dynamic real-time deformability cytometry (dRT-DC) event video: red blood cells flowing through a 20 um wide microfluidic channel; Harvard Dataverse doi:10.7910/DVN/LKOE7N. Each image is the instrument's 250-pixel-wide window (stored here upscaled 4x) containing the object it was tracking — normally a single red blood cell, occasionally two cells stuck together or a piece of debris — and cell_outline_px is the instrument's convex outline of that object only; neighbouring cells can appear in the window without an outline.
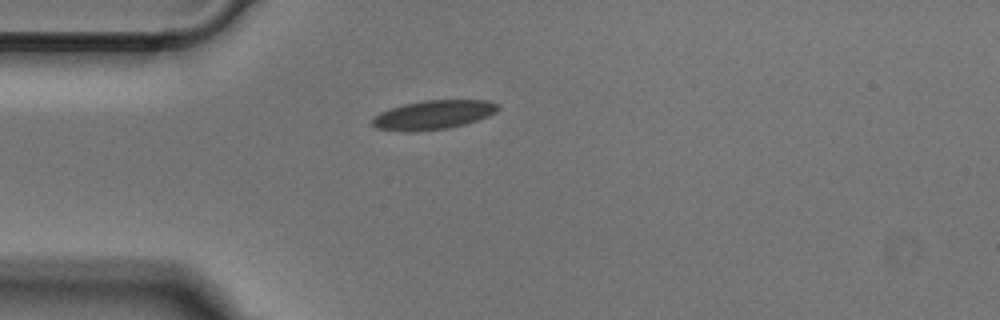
{"species": "Egyptian fruit bat (a non-hibernating species)", "species_latin": "Rousettus aegyptiacus", "temperature_condition": "cold", "stored_images_in_passage": 39, "camera_frame_rate_fps": 3000, "um_per_image_px": 0.085, "animal": {"sex": "male"}, "frame": {"image": 1, "passage_image": 1, "time_ms": 0.0, "image_size_px": [1000, 320], "cell_outline_px": [[500, 108], [496, 112], [488, 116], [464, 124], [448, 128], [416, 132], [404, 132], [376, 128], [372, 124], [372, 120], [380, 112], [404, 104], [424, 100], [488, 100], [500, 104]], "centroid_in_image_um": [36.86, 9.76], "position_along_channel_um": 48.1, "area_um2": 21.33}}
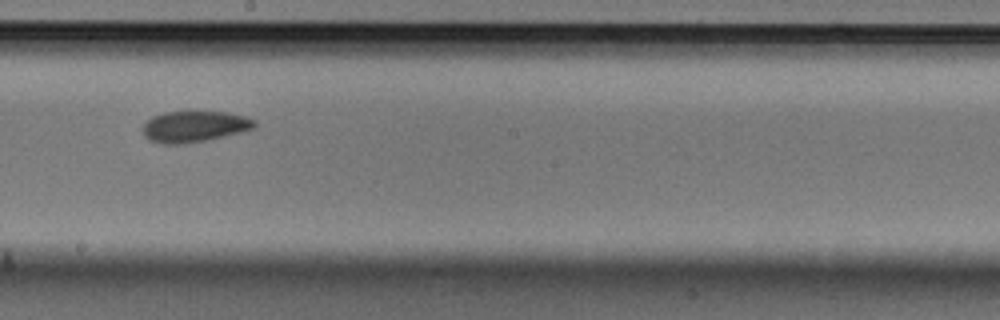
{"frame": {"image": 2, "passage_image": 16, "time_ms": 5.0, "image_size_px": [1000, 320], "cell_outline_px": [[256, 128], [208, 140], [180, 144], [164, 144], [148, 140], [144, 136], [140, 128], [152, 116], [164, 112], [188, 108], [228, 112], [248, 116], [256, 120]], "centroid_in_image_um": [16.52, 10.69], "position_along_channel_um": 231.7, "area_um2": 21.44}}
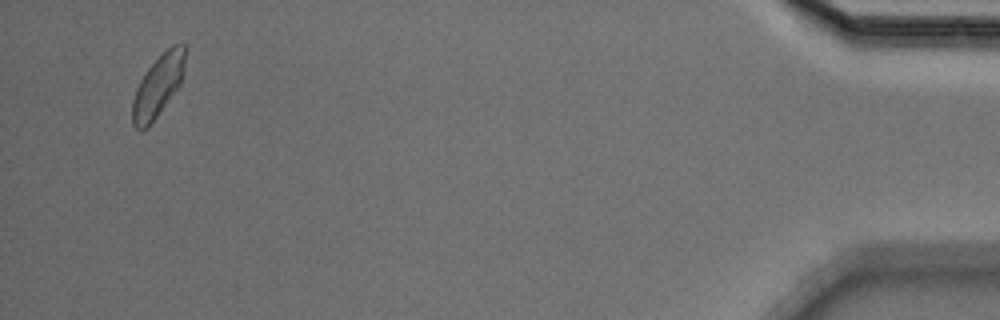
{"frame": {"image": 3, "passage_image": 37, "time_ms": 12.0, "image_size_px": [1000, 320], "cell_outline_px": [[184, 72], [180, 84], [148, 128], [140, 132], [132, 124], [132, 100], [136, 88], [140, 80], [148, 68], [172, 44], [184, 40]], "centroid_in_image_um": [13.42, 7.32], "position_along_channel_um": 421.8, "area_um2": 18.9}}